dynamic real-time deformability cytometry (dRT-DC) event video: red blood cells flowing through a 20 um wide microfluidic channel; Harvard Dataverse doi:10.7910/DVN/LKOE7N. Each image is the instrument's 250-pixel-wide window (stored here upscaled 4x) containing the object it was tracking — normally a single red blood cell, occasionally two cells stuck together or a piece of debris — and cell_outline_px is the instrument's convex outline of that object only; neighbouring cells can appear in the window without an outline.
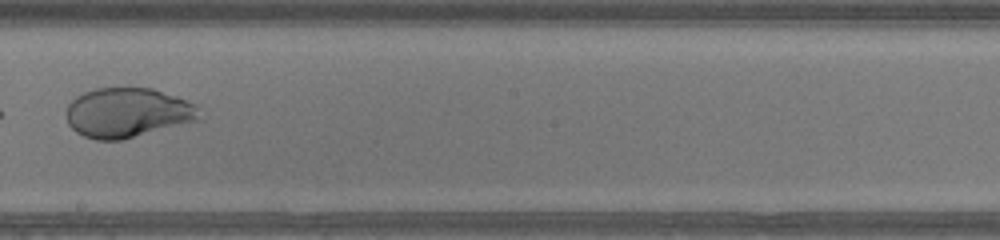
{"species": "human", "species_latin": "Homo sapiens", "temperature_condition": "warm", "stored_images_in_passage": 43, "camera_frame_rate_fps": 3000, "um_per_image_px": 0.085, "donor": {"sex": "male"}, "frame": {"image": 1, "passage_image": 25, "time_ms": 8.0, "image_size_px": [1000, 240], "cell_outline_px": [[200, 120], [120, 140], [96, 140], [84, 136], [76, 132], [68, 124], [68, 104], [76, 96], [84, 92], [96, 88], [152, 88], [200, 104]], "centroid_in_image_um": [10.89, 9.57], "position_along_channel_um": 237.3, "area_um2": 38.61}}